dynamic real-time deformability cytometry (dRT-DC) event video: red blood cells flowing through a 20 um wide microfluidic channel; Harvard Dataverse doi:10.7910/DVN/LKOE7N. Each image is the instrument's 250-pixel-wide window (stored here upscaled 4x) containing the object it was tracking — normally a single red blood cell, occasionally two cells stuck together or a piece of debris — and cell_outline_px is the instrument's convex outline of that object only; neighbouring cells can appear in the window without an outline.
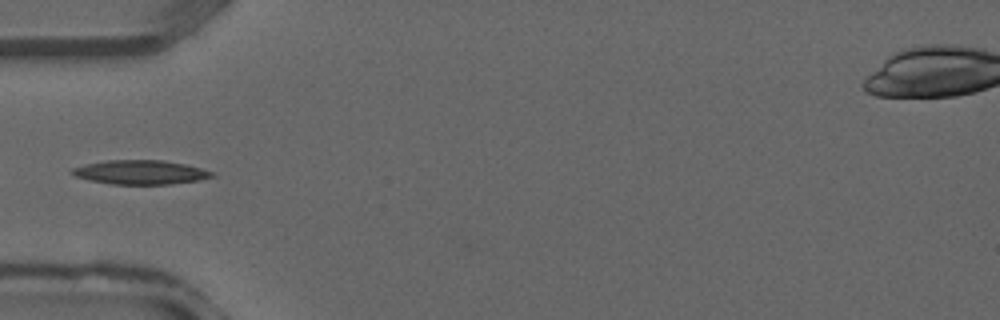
{"species": "common noctule bat (a hibernating species)", "species_latin": "Nyctalus noctula", "temperature_condition": "warm", "stored_images_in_passage": 26, "camera_frame_rate_fps": 3000, "um_per_image_px": 0.085, "animal": {"sex": "male", "forearm_length_mm": 52.5}, "frame": {"image": 1, "passage_image": 1, "time_ms": 0.0, "image_size_px": [1000, 320], "cell_outline_px": [[216, 176], [196, 180], [172, 184], [112, 184], [88, 180], [76, 176], [68, 172], [72, 168], [88, 164], [108, 160], [164, 160], [184, 164], [216, 172]], "centroid_in_image_um": [11.95, 14.64], "position_along_channel_um": 73.1, "area_um2": 19.59}}
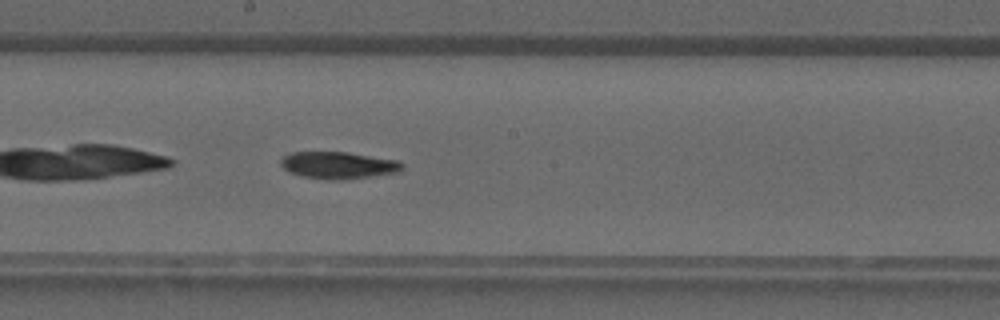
{"frame": {"image": 2, "passage_image": 9, "time_ms": 2.667, "image_size_px": [1000, 320], "cell_outline_px": [[404, 168], [400, 172], [372, 176], [304, 176], [288, 172], [280, 164], [280, 160], [284, 156], [292, 152], [348, 152], [400, 160], [404, 164]], "centroid_in_image_um": [28.82, 13.97], "position_along_channel_um": 219.4, "area_um2": 18.15}}
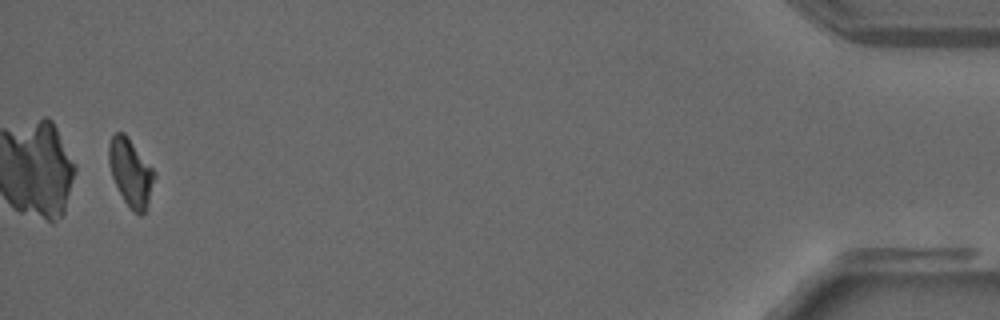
{"frame": {"image": 3, "passage_image": 25, "time_ms": 8.0, "image_size_px": [1000, 320], "cell_outline_px": [[156, 176], [144, 212], [140, 216], [132, 212], [124, 200], [112, 176], [108, 164], [108, 144], [112, 136], [116, 132], [124, 132], [152, 168]], "centroid_in_image_um": [11.08, 14.66], "position_along_channel_um": 424.1, "area_um2": 17.63}}